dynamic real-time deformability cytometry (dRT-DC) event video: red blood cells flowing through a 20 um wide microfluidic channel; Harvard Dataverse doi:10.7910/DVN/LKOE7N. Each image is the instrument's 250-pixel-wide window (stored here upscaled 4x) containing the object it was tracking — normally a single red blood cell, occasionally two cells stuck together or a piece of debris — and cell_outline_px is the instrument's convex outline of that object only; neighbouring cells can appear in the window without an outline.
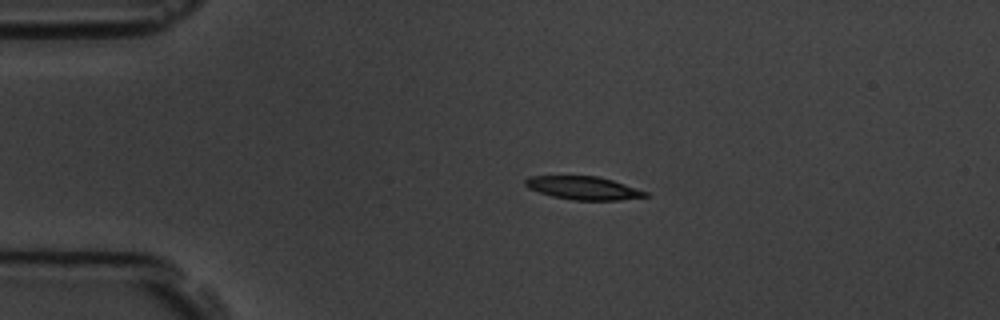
{"species": "common noctule bat (a hibernating species)", "species_latin": "Nyctalus noctula", "temperature_condition": "room temperature", "stored_images_in_passage": 7, "camera_frame_rate_fps": 3000, "um_per_image_px": 0.085, "animal": {"sex": "male", "body_mass_g": 19.5, "forearm_length_mm": 54.6}, "frame": {"image": 1, "passage_image": 3, "time_ms": 2.667, "image_size_px": [1000, 320], "cell_outline_px": [[648, 196], [620, 200], [572, 200], [552, 196], [528, 188], [524, 184], [524, 180], [528, 176], [600, 176], [648, 192]], "centroid_in_image_um": [49.57, 15.98], "position_along_channel_um": 35.4, "area_um2": 16.18}}
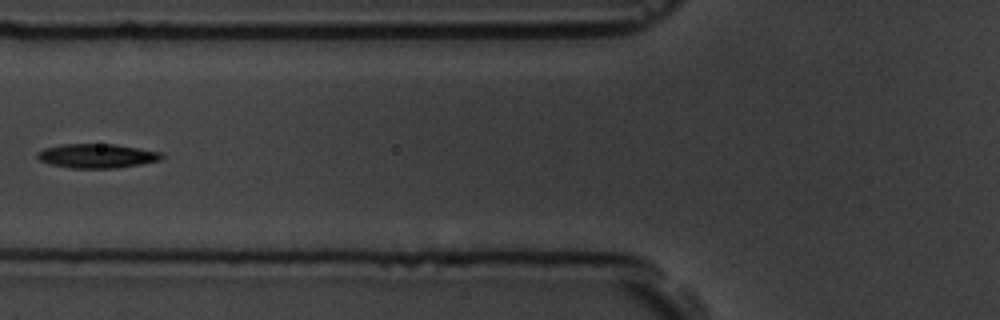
{"frame": {"image": 2, "passage_image": 6, "time_ms": 6.0, "image_size_px": [1000, 320], "cell_outline_px": [[164, 156], [160, 160], [140, 164], [116, 168], [72, 168], [48, 164], [40, 160], [36, 156], [36, 152], [44, 148], [60, 144], [116, 144], [160, 152]], "centroid_in_image_um": [8.19, 13.25], "position_along_channel_um": 117.6, "area_um2": 17.57}}
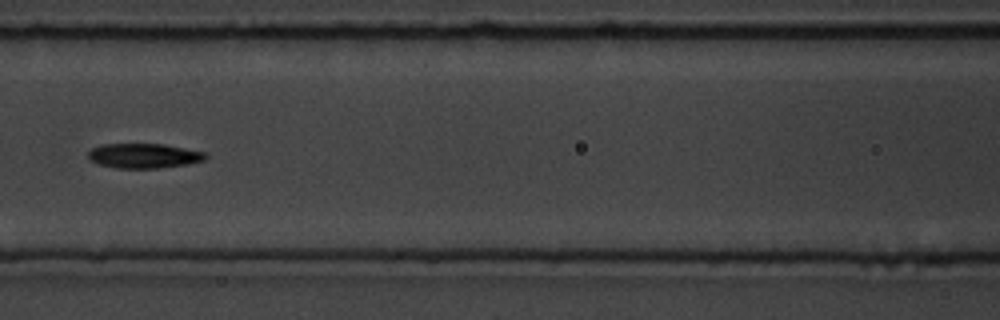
{"frame": {"image": 3, "passage_image": 7, "time_ms": 7.0, "image_size_px": [1000, 320], "cell_outline_px": [[208, 156], [204, 160], [184, 164], [156, 168], [116, 168], [100, 164], [88, 160], [88, 152], [92, 148], [100, 144], [164, 144], [204, 152]], "centroid_in_image_um": [12.17, 13.23], "position_along_channel_um": 154.4, "area_um2": 16.76}}